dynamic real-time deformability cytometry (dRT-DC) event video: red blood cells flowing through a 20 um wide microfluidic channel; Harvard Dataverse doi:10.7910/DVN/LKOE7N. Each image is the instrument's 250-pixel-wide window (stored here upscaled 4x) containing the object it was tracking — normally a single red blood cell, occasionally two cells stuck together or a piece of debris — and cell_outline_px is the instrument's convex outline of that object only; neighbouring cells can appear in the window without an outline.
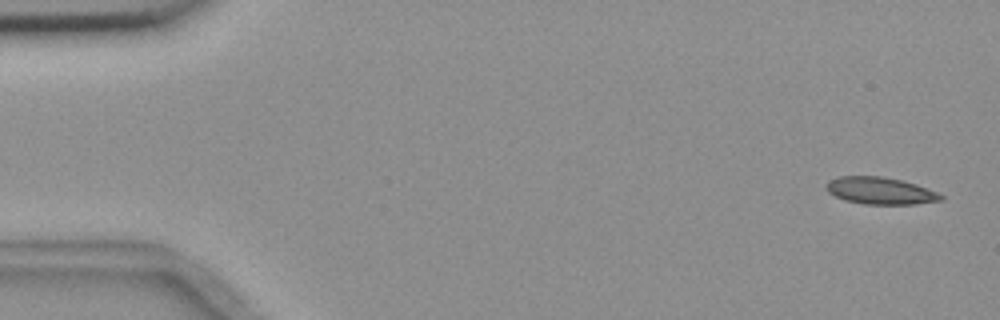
{"species": "common noctule bat (a hibernating species)", "species_latin": "Nyctalus noctula", "temperature_condition": "room temperature", "stored_images_in_passage": 4, "camera_frame_rate_fps": 3000, "um_per_image_px": 0.085, "animal": {"sex": "female", "body_mass_g": 18.4}, "frame": {"image": 1, "passage_image": 1, "time_ms": 0.0, "image_size_px": [1000, 320], "cell_outline_px": [[944, 200], [916, 204], [864, 204], [844, 200], [828, 192], [824, 188], [824, 184], [828, 180], [840, 176], [880, 176], [900, 180], [916, 184], [936, 192], [944, 196]], "centroid_in_image_um": [74.79, 16.21], "position_along_channel_um": 10.2, "area_um2": 18.15}}
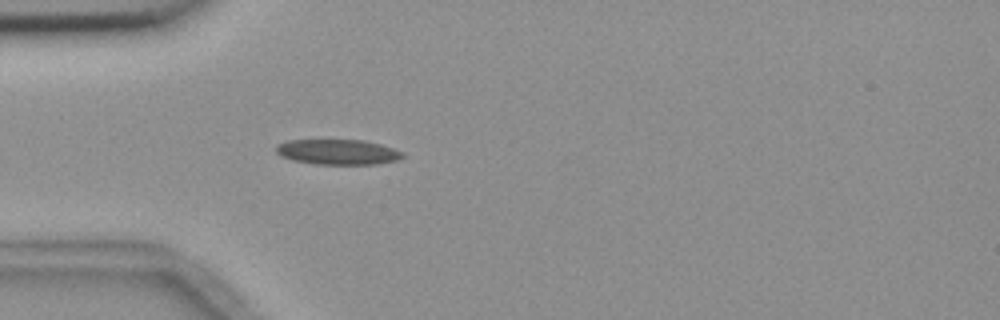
{"frame": {"image": 2, "passage_image": 4, "time_ms": 4.667, "image_size_px": [1000, 320], "cell_outline_px": [[404, 156], [396, 160], [376, 164], [316, 164], [292, 160], [280, 156], [276, 152], [276, 144], [288, 140], [364, 140], [380, 144], [404, 152]], "centroid_in_image_um": [28.68, 12.91], "position_along_channel_um": 56.3, "area_um2": 18.61}}